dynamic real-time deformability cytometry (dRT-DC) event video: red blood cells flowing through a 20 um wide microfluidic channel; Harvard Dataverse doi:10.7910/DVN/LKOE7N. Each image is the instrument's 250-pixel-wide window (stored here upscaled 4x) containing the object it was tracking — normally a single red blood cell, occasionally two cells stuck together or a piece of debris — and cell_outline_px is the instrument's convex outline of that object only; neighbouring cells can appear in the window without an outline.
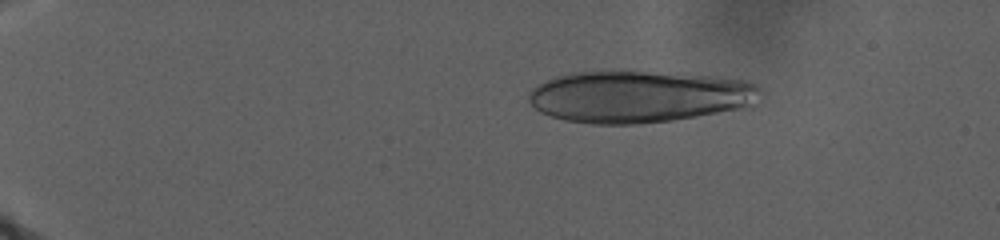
{"species": "human", "species_latin": "Homo sapiens", "temperature_condition": "warm", "stored_images_in_passage": 64, "camera_frame_rate_fps": 3000, "um_per_image_px": 0.085, "donor": {"sex": "male"}, "frame": {"image": 1, "passage_image": 35, "time_ms": 7.0, "image_size_px": [1000, 240], "cell_outline_px": [[764, 92], [752, 108], [672, 120], [640, 124], [592, 124], [564, 120], [540, 112], [528, 100], [528, 92], [532, 88], [548, 80], [560, 76], [576, 72], [644, 72], [708, 76], [748, 80], [760, 84]], "centroid_in_image_um": [54.44, 8.23], "position_along_channel_um": 30.6, "area_um2": 70.34}}